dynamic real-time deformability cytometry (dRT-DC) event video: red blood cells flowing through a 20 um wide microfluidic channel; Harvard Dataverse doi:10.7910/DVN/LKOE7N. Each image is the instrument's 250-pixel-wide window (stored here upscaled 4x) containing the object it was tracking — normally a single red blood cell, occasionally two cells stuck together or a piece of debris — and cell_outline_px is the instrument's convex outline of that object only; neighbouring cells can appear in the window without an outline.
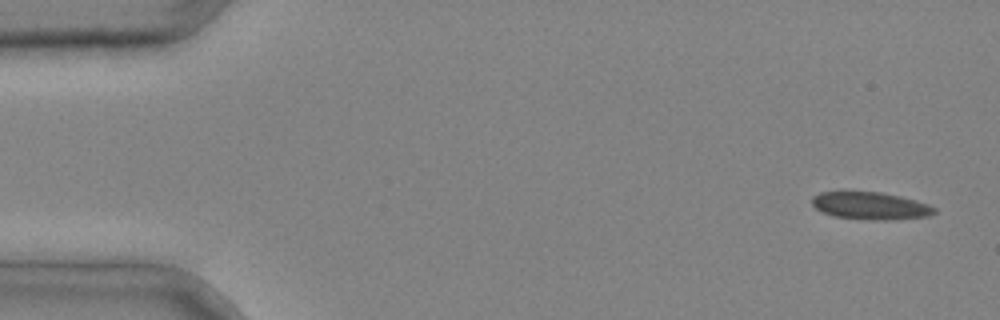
{"species": "common noctule bat (a hibernating species)", "species_latin": "Nyctalus noctula", "temperature_condition": "cold", "stored_images_in_passage": 4, "camera_frame_rate_fps": 3000, "um_per_image_px": 0.085, "animal": {"sex": "male", "body_mass_g": 20.4}, "frame": {"image": 1, "passage_image": 1, "time_ms": 0.0, "image_size_px": [1000, 320], "cell_outline_px": [[936, 212], [928, 216], [888, 220], [872, 220], [832, 216], [816, 208], [812, 204], [812, 196], [820, 192], [844, 188], [880, 192], [900, 196], [916, 200], [928, 204], [936, 208]], "centroid_in_image_um": [73.91, 17.44], "position_along_channel_um": 11.1, "area_um2": 20.35}}
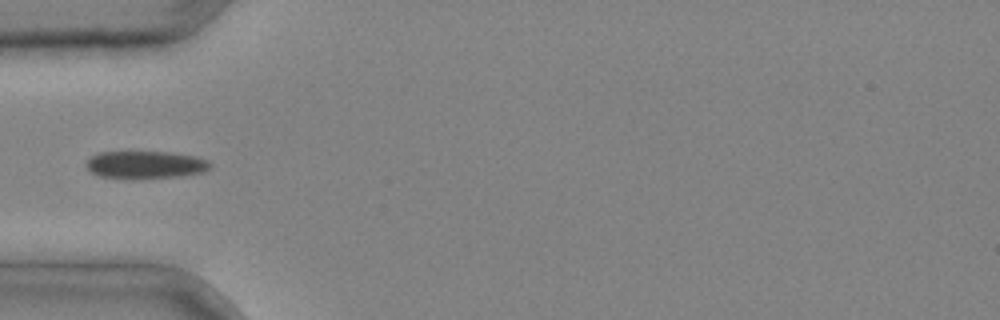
{"frame": {"image": 2, "passage_image": 4, "time_ms": 1.0, "image_size_px": [1000, 320], "cell_outline_px": [[212, 168], [204, 172], [180, 176], [136, 180], [132, 180], [100, 176], [92, 172], [88, 168], [88, 160], [92, 156], [100, 152], [172, 152], [196, 156], [208, 160], [212, 164]], "centroid_in_image_um": [12.44, 14.02], "position_along_channel_um": 72.6, "area_um2": 20.29}}